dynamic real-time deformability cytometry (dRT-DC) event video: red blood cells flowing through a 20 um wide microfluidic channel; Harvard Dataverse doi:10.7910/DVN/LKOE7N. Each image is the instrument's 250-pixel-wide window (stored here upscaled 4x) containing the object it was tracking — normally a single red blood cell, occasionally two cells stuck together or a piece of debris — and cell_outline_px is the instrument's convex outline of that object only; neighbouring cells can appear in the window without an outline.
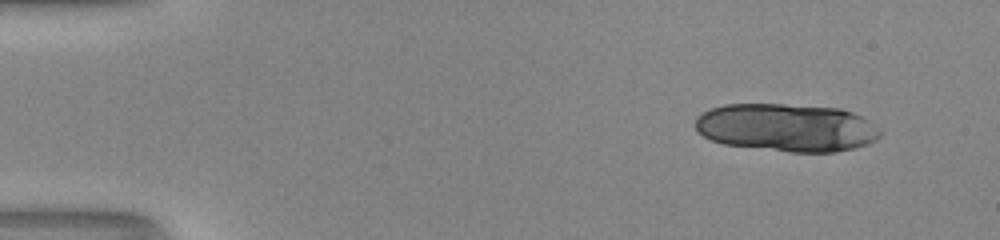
{"species": "human", "species_latin": "Homo sapiens", "temperature_condition": "room temperature", "stored_images_in_passage": 13, "camera_frame_rate_fps": 3000, "um_per_image_px": 0.085, "donor": {"sex": "male"}, "frame": {"image": 1, "passage_image": 1, "time_ms": 0.0, "image_size_px": [1000, 240], "cell_outline_px": [[880, 136], [876, 140], [868, 144], [836, 152], [792, 152], [724, 144], [712, 140], [704, 136], [696, 128], [696, 116], [712, 108], [724, 104], [784, 104], [840, 108], [852, 112], [868, 120], [880, 132]], "centroid_in_image_um": [66.86, 10.84], "position_along_channel_um": 18.1, "area_um2": 51.38}}